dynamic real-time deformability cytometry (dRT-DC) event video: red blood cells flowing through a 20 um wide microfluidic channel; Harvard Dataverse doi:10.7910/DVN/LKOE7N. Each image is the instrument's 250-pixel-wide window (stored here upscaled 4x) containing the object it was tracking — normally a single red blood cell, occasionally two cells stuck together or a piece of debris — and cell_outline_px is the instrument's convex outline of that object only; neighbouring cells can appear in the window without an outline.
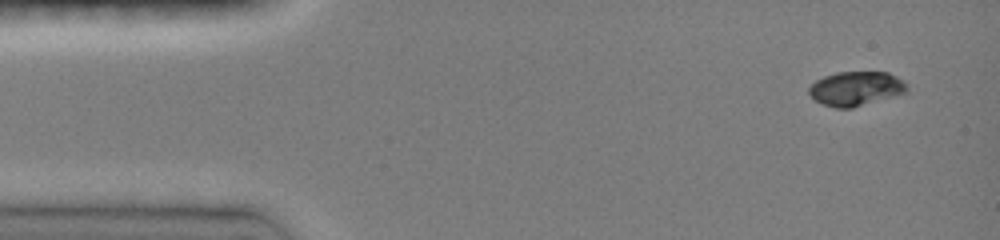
{"species": "common noctule bat (a hibernating species)", "species_latin": "Nyctalus noctula", "temperature_condition": "room temperature", "stored_images_in_passage": 23, "camera_frame_rate_fps": 3000, "um_per_image_px": 0.085, "animal": {"sex": "female", "body_mass_g": 19.0, "forearm_length_mm": 51.5}, "frame": {"image": 1, "passage_image": 1, "time_ms": 0.0, "image_size_px": [1000, 240], "cell_outline_px": [[908, 92], [852, 108], [836, 108], [824, 104], [816, 100], [808, 92], [808, 88], [816, 80], [824, 76], [836, 72], [888, 72], [904, 80], [908, 88]], "centroid_in_image_um": [72.78, 7.52], "position_along_channel_um": 12.2, "area_um2": 19.54}}
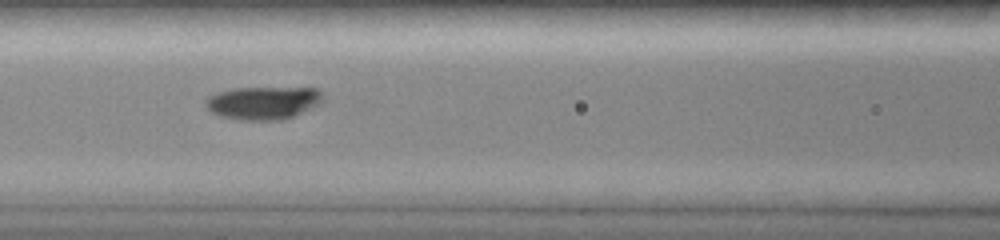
{"frame": {"image": 2, "passage_image": 9, "time_ms": 5.667, "image_size_px": [1000, 240], "cell_outline_px": [[324, 100], [320, 104], [312, 108], [284, 120], [240, 120], [220, 116], [212, 112], [204, 104], [204, 100], [208, 96], [220, 92], [236, 88], [316, 88], [324, 96]], "centroid_in_image_um": [22.39, 8.75], "position_along_channel_um": 144.2, "area_um2": 22.6}}
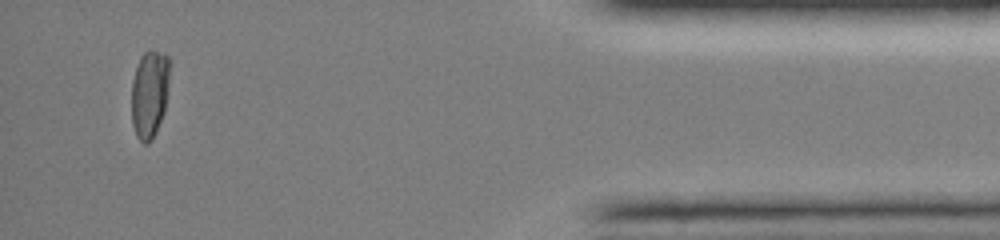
{"frame": {"image": 3, "passage_image": 21, "time_ms": 13.667, "image_size_px": [1000, 240], "cell_outline_px": [[168, 84], [164, 112], [156, 132], [152, 140], [144, 144], [136, 136], [132, 124], [132, 80], [140, 56], [148, 48], [168, 56]], "centroid_in_image_um": [12.69, 7.98], "position_along_channel_um": 422.5, "area_um2": 19.42}, "authors_computed_cell_mechanics": {"area_um2": 21.6172, "velocity_mm_per_s": 4.0843, "shape_relaxation_time_tau1_ms": 2.0917, "shape_relaxation_time_tau2_ms": null, "deformation_change_tau1": 0.091, "deformation_change_tau2": null}}